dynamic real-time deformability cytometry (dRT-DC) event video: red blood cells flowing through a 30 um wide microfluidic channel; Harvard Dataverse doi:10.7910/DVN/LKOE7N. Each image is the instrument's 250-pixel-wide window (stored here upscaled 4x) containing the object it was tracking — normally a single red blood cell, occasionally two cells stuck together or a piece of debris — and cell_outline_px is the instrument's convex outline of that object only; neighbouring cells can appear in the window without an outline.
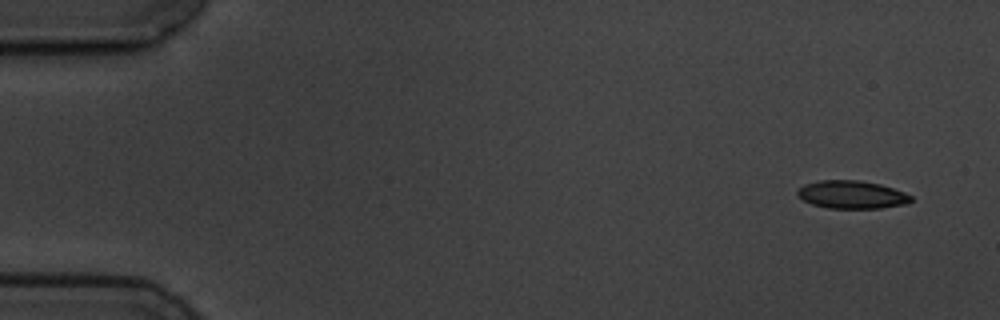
{"species": "common noctule bat (a hibernating species)", "species_latin": "Nyctalus noctula", "temperature_condition": "cold", "stored_images_in_passage": 4, "camera_frame_rate_fps": 3000, "um_per_image_px": 0.085, "animal": {"sex": "male", "body_mass_g": 19.5, "forearm_length_mm": 54.6}, "frame": {"image": 1, "passage_image": 1, "time_ms": 0.0, "image_size_px": [1000, 320], "cell_outline_px": [[912, 200], [908, 204], [880, 208], [828, 208], [812, 204], [796, 196], [796, 192], [804, 184], [820, 180], [860, 180], [880, 184], [904, 192], [912, 196]], "centroid_in_image_um": [72.4, 16.54], "position_along_channel_um": 12.6, "area_um2": 18.55}}
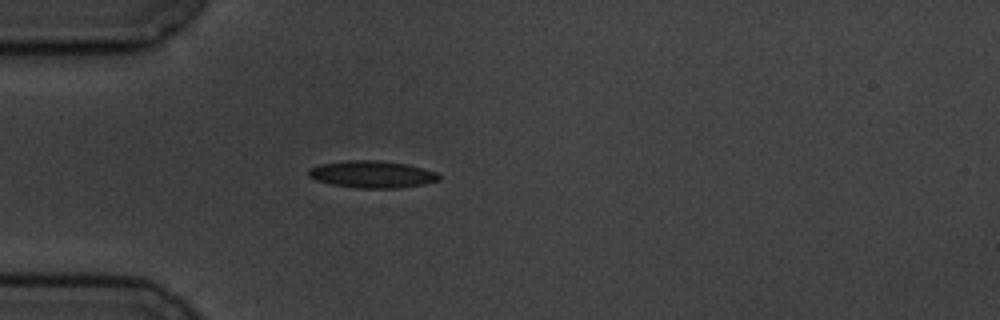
{"frame": {"image": 2, "passage_image": 4, "time_ms": 4.333, "image_size_px": [1000, 320], "cell_outline_px": [[440, 180], [424, 184], [400, 188], [356, 188], [332, 184], [316, 180], [308, 176], [308, 168], [320, 164], [344, 160], [380, 160], [408, 164], [436, 172], [440, 176]], "centroid_in_image_um": [31.62, 14.81], "position_along_channel_um": 53.4, "area_um2": 20.75}}